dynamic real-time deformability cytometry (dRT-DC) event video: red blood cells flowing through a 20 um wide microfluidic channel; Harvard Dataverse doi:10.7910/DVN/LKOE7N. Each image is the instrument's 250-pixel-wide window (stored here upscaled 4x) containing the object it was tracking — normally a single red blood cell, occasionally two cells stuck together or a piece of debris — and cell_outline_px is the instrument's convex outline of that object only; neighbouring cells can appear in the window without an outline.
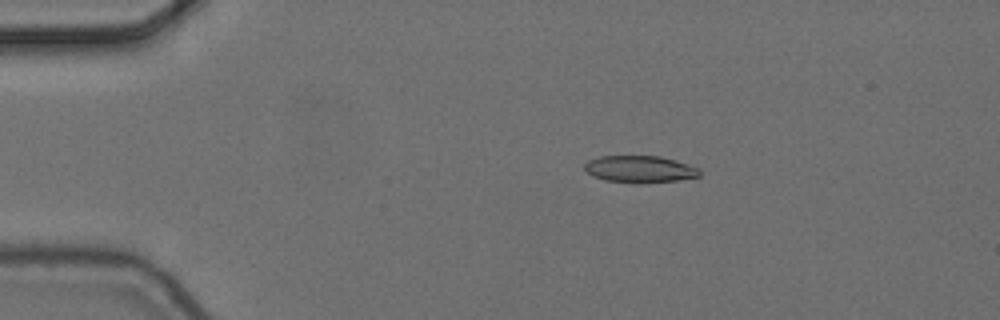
{"species": "common noctule bat (a hibernating species)", "species_latin": "Nyctalus noctula", "temperature_condition": "cold", "stored_images_in_passage": 3, "camera_frame_rate_fps": 3000, "um_per_image_px": 0.085, "animal": {"sex": "female", "body_mass_g": 24.6, "forearm_length_mm": 56.2}, "frame": {"image": 1, "passage_image": 2, "time_ms": 0.333, "image_size_px": [1000, 320], "cell_outline_px": [[700, 176], [680, 180], [640, 184], [604, 180], [592, 176], [584, 168], [584, 164], [588, 160], [600, 156], [660, 156], [676, 160], [700, 168]], "centroid_in_image_um": [54.4, 14.39], "position_along_channel_um": 30.6, "area_um2": 18.32}}